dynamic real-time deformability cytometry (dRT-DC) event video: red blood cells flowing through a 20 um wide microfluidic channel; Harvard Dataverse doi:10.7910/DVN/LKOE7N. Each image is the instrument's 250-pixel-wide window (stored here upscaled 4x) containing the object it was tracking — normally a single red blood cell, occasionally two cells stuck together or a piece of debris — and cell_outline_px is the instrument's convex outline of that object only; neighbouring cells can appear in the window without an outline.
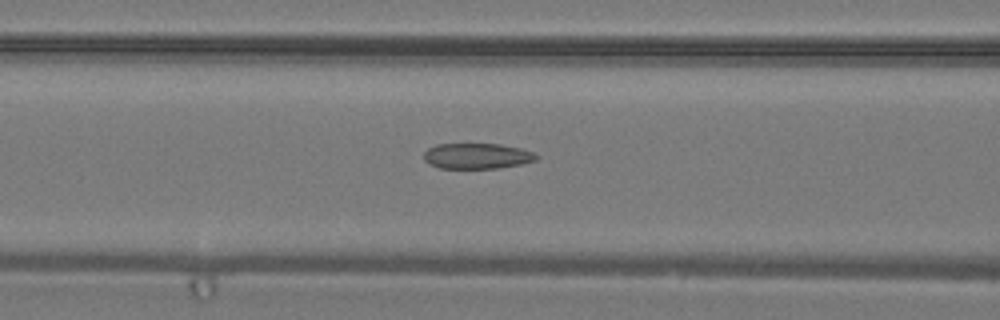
{"species": "common noctule bat (a hibernating species)", "species_latin": "Nyctalus noctula", "temperature_condition": "warm", "stored_images_in_passage": 37, "camera_frame_rate_fps": 3000, "um_per_image_px": 0.085, "animal": {"sex": "male", "body_mass_g": 19.2, "forearm_length_mm": 51.8}, "frame": {"image": 1, "passage_image": 18, "time_ms": 5.667, "image_size_px": [1000, 320], "cell_outline_px": [[540, 156], [536, 160], [520, 164], [500, 168], [440, 168], [428, 164], [424, 160], [424, 152], [428, 148], [436, 144], [500, 144], [520, 148], [532, 152]], "centroid_in_image_um": [40.53, 13.26], "position_along_channel_um": 126.1, "area_um2": 16.82}}
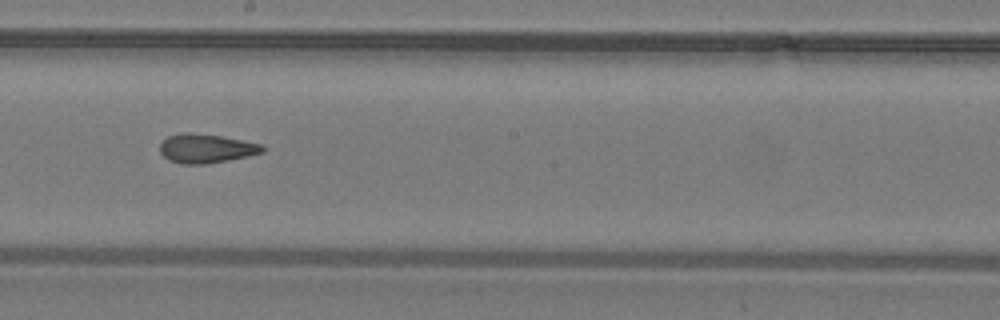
{"frame": {"image": 2, "passage_image": 24, "time_ms": 7.667, "image_size_px": [1000, 320], "cell_outline_px": [[264, 152], [248, 156], [208, 164], [184, 164], [168, 160], [160, 152], [160, 144], [168, 136], [180, 132], [188, 132], [220, 136], [264, 144]], "centroid_in_image_um": [17.53, 12.62], "position_along_channel_um": 230.7, "area_um2": 17.4}}
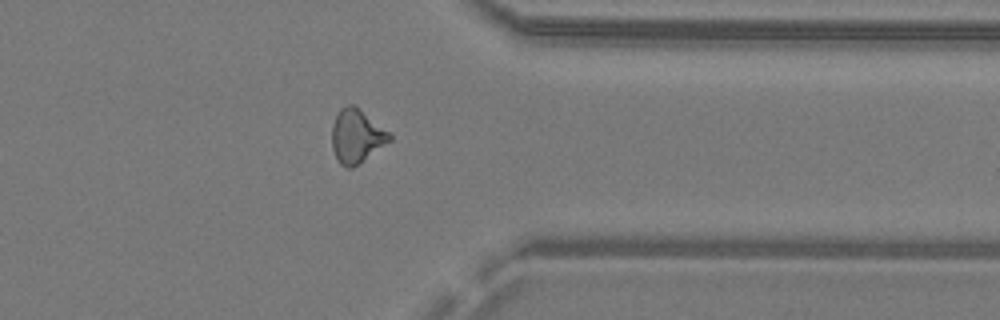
{"frame": {"image": 3, "passage_image": 33, "time_ms": 10.667, "image_size_px": [1000, 320], "cell_outline_px": [[392, 140], [360, 164], [352, 168], [348, 168], [340, 164], [332, 148], [332, 124], [340, 108], [348, 104], [356, 104], [388, 132], [392, 136]], "centroid_in_image_um": [30.31, 11.57], "position_along_channel_um": 381.1, "area_um2": 18.21}}